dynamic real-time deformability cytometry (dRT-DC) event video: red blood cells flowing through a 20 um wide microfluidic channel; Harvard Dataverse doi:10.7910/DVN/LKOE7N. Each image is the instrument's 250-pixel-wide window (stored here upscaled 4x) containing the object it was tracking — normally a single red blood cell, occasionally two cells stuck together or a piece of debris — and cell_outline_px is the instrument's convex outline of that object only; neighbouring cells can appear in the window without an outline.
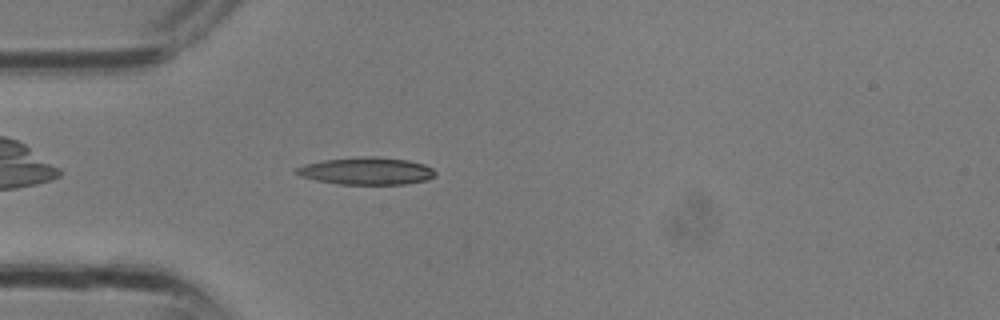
{"species": "common noctule bat (a hibernating species)", "species_latin": "Nyctalus noctula", "temperature_condition": "room temperature", "stored_images_in_passage": 8, "camera_frame_rate_fps": 3000, "um_per_image_px": 0.085, "animal": {"sex": "male", "body_mass_g": 13.3}, "frame": {"image": 1, "passage_image": 2, "time_ms": 0.333, "image_size_px": [1000, 320], "cell_outline_px": [[436, 176], [428, 180], [404, 184], [340, 184], [316, 180], [300, 176], [292, 172], [296, 168], [304, 164], [324, 160], [360, 156], [376, 156], [408, 160], [424, 164], [432, 168], [436, 172]], "centroid_in_image_um": [31.15, 14.53], "position_along_channel_um": 53.8, "area_um2": 22.31}}
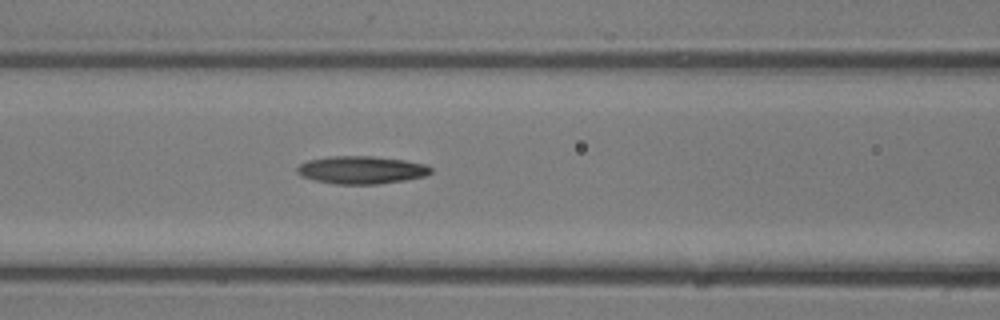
{"frame": {"image": 2, "passage_image": 6, "time_ms": 1.667, "image_size_px": [1000, 320], "cell_outline_px": [[432, 172], [424, 176], [404, 180], [376, 184], [336, 184], [312, 180], [300, 176], [296, 172], [296, 168], [300, 164], [308, 160], [328, 156], [372, 156], [404, 160], [428, 164], [432, 168]], "centroid_in_image_um": [30.69, 14.44], "position_along_channel_um": 135.9, "area_um2": 21.79}}
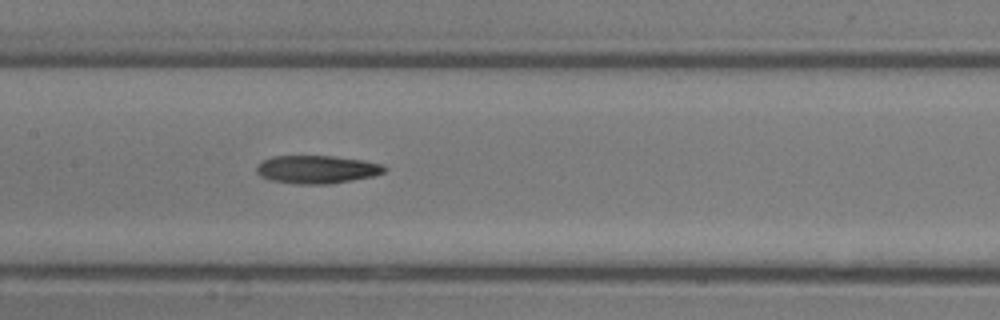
{"frame": {"image": 3, "passage_image": 8, "time_ms": 2.333, "image_size_px": [1000, 320], "cell_outline_px": [[388, 168], [384, 172], [372, 176], [352, 180], [328, 184], [296, 184], [272, 180], [260, 176], [256, 172], [256, 168], [264, 160], [272, 156], [332, 156], [364, 160], [384, 164]], "centroid_in_image_um": [26.97, 14.4], "position_along_channel_um": 180.4, "area_um2": 20.87}}